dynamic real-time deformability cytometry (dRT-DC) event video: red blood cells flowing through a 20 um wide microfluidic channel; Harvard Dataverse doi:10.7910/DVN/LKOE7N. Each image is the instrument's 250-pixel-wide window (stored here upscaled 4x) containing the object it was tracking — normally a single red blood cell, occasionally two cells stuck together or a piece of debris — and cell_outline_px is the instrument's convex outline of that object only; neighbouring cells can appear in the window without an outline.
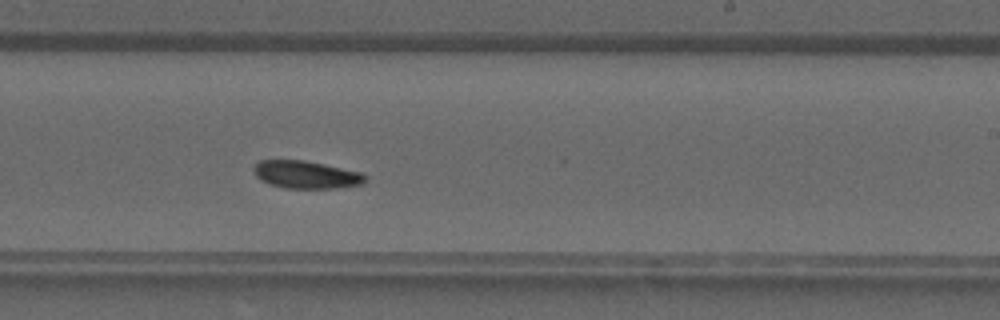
{"species": "common noctule bat (a hibernating species)", "species_latin": "Nyctalus noctula", "temperature_condition": "warm", "stored_images_in_passage": 29, "camera_frame_rate_fps": 3000, "um_per_image_px": 0.085, "animal": {"sex": "male", "forearm_length_mm": 52.5}, "frame": {"image": 1, "passage_image": 13, "time_ms": 4.0, "image_size_px": [1000, 320], "cell_outline_px": [[368, 176], [360, 184], [336, 188], [284, 188], [268, 184], [260, 180], [256, 176], [252, 168], [260, 160], [304, 160], [324, 164], [360, 172]], "centroid_in_image_um": [25.97, 14.84], "position_along_channel_um": 263.0, "area_um2": 17.92}}
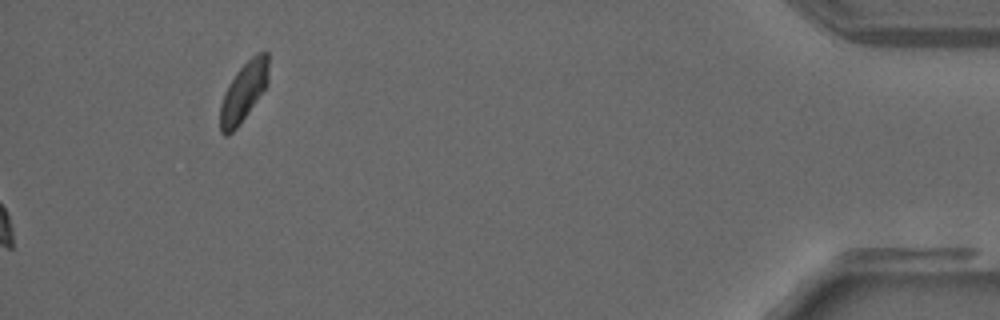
{"frame": {"image": 2, "passage_image": 29, "time_ms": 9.333, "image_size_px": [1000, 320], "cell_outline_px": [[268, 84], [240, 124], [228, 136], [224, 136], [220, 132], [220, 104], [224, 92], [228, 84], [236, 72], [256, 52], [268, 52]], "centroid_in_image_um": [20.69, 7.82], "position_along_channel_um": 414.5, "area_um2": 16.76}}